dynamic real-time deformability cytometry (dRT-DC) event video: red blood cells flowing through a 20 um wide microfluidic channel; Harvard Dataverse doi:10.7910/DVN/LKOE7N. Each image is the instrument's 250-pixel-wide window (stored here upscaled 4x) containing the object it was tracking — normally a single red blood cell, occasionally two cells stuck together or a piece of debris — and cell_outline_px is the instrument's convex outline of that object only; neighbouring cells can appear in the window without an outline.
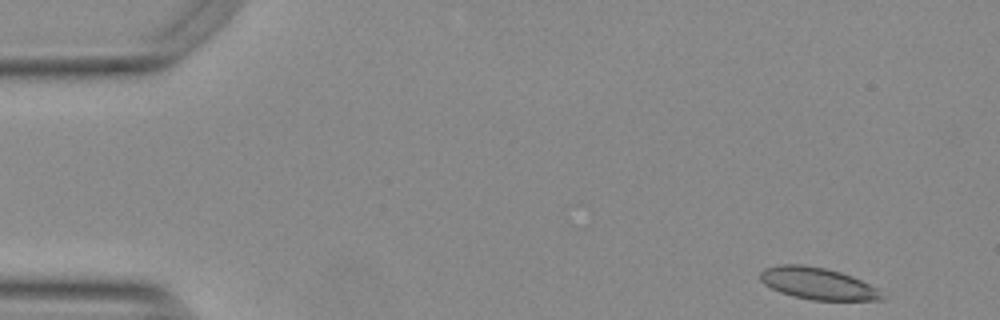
{"species": "Egyptian fruit bat (a non-hibernating species)", "species_latin": "Rousettus aegyptiacus", "temperature_condition": "warm", "stored_images_in_passage": 51, "camera_frame_rate_fps": 3000, "um_per_image_px": 0.085, "animal": {"sex": "female"}, "frame": {"image": 1, "passage_image": 1, "time_ms": 0.0, "image_size_px": [1000, 320], "cell_outline_px": [[884, 300], [812, 300], [780, 292], [764, 284], [760, 280], [760, 272], [764, 268], [780, 264], [804, 264], [824, 268], [840, 272], [852, 276], [876, 288], [884, 296]], "centroid_in_image_um": [69.48, 24.09], "position_along_channel_um": 15.5, "area_um2": 22.43}}
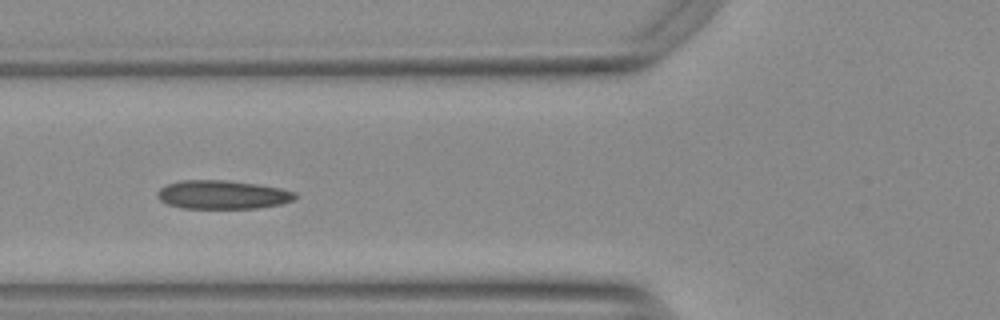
{"frame": {"image": 2, "passage_image": 17, "time_ms": 5.333, "image_size_px": [1000, 320], "cell_outline_px": [[296, 196], [292, 200], [280, 204], [256, 208], [180, 208], [168, 204], [160, 200], [156, 196], [156, 192], [164, 184], [180, 180], [228, 180], [256, 184], [280, 188], [296, 192]], "centroid_in_image_um": [18.85, 16.54], "position_along_channel_um": 107.0, "area_um2": 23.06}}
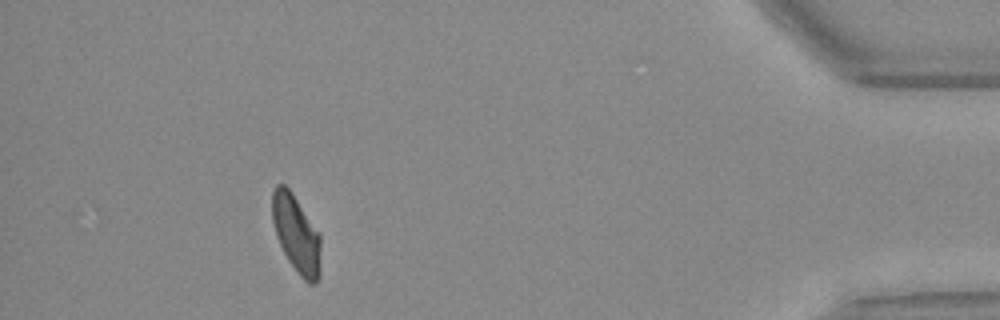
{"frame": {"image": 3, "passage_image": 46, "time_ms": 15.0, "image_size_px": [1000, 320], "cell_outline_px": [[320, 276], [312, 284], [308, 284], [300, 276], [288, 260], [276, 236], [272, 220], [272, 192], [276, 184], [284, 184], [292, 192], [320, 236]], "centroid_in_image_um": [25.17, 19.89], "position_along_channel_um": 410.0, "area_um2": 21.68}, "authors_computed_cell_mechanics": {"area_um2": 22.5998, "velocity_mm_per_s": 3.7522, "shape_relaxation_time_tau1_ms": null, "shape_relaxation_time_tau2_ms": 1.3793, "deformation_change_tau1": null, "deformation_change_tau2": 0.0752}}